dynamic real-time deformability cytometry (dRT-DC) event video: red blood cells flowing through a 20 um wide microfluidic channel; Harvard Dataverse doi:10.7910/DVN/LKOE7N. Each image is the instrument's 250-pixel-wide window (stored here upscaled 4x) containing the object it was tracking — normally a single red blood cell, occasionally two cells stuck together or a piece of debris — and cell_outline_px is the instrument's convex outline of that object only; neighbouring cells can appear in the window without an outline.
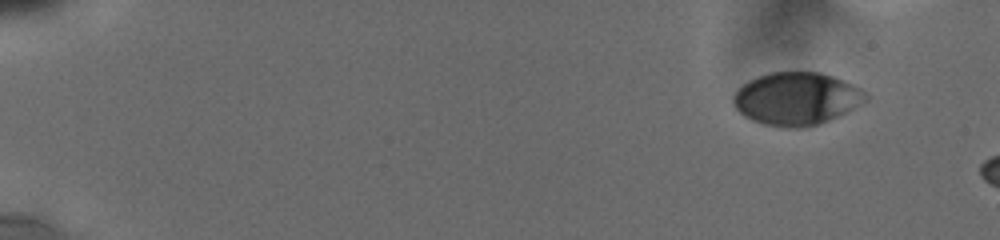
{"species": "human", "species_latin": "Homo sapiens", "temperature_condition": "cold", "stored_images_in_passage": 7, "camera_frame_rate_fps": 3000, "um_per_image_px": 0.085, "donor": {"sex": "male"}, "frame": {"image": 1, "passage_image": 1, "time_ms": 0.0, "image_size_px": [1000, 240], "cell_outline_px": [[868, 100], [820, 124], [804, 128], [784, 128], [764, 124], [752, 120], [744, 116], [736, 108], [732, 100], [732, 96], [748, 80], [772, 72], [820, 72], [832, 76], [852, 84], [860, 88], [868, 96]], "centroid_in_image_um": [67.69, 8.4], "position_along_channel_um": 17.3, "area_um2": 40.4}}